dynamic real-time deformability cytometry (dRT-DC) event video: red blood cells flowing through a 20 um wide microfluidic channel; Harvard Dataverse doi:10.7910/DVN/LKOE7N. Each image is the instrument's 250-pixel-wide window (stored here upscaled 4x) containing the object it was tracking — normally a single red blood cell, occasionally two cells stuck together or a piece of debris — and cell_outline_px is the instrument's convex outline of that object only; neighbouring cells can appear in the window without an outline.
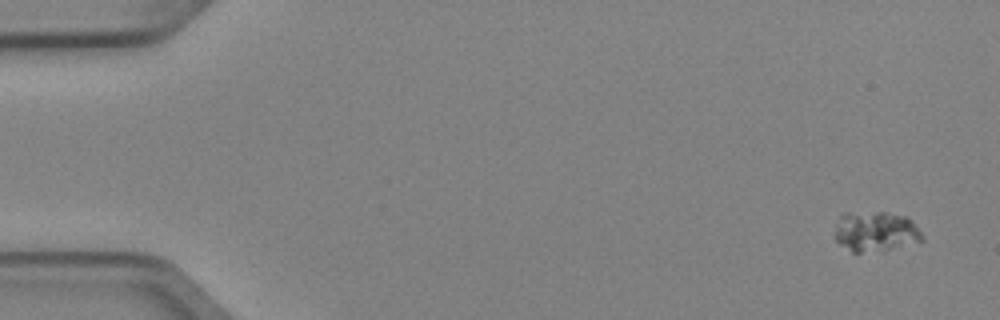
{"species": "Egyptian fruit bat (a non-hibernating species)", "species_latin": "Rousettus aegyptiacus", "temperature_condition": "cold", "stored_images_in_passage": 4, "camera_frame_rate_fps": 3000, "um_per_image_px": 0.085, "animal": {"sex": "female"}, "frame": {"image": 1, "passage_image": 1, "time_ms": 0.0, "image_size_px": [1000, 320], "cell_outline_px": [[924, 240], [888, 248], [860, 252], [852, 252], [840, 244], [836, 240], [836, 228], [840, 216], [844, 212], [884, 212], [908, 216], [912, 220], [924, 236]], "centroid_in_image_um": [74.43, 19.63], "position_along_channel_um": 10.6, "area_um2": 20.06}}